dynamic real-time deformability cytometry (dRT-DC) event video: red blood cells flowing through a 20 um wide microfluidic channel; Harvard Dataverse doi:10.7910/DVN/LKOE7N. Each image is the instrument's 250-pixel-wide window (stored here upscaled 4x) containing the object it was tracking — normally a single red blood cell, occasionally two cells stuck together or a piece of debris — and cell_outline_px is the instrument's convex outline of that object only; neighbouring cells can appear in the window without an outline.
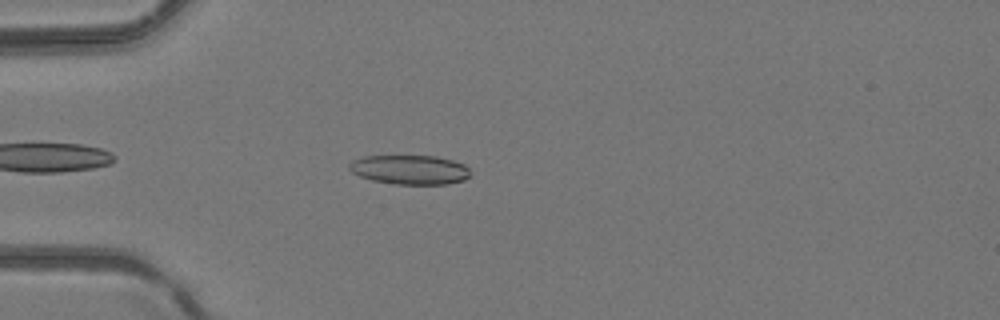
{"species": "common noctule bat (a hibernating species)", "species_latin": "Nyctalus noctula", "temperature_condition": "room temperature", "stored_images_in_passage": 38, "camera_frame_rate_fps": 3000, "um_per_image_px": 0.085, "animal": {"sex": "female", "body_mass_g": 24.6, "forearm_length_mm": 56.2}, "frame": {"image": 1, "passage_image": 4, "time_ms": 1.0, "image_size_px": [1000, 320], "cell_outline_px": [[468, 176], [464, 180], [448, 184], [396, 184], [372, 180], [360, 176], [352, 172], [348, 168], [348, 164], [352, 160], [364, 156], [436, 156], [452, 160], [464, 164], [468, 168]], "centroid_in_image_um": [34.81, 14.42], "position_along_channel_um": 50.2, "area_um2": 20.63}}
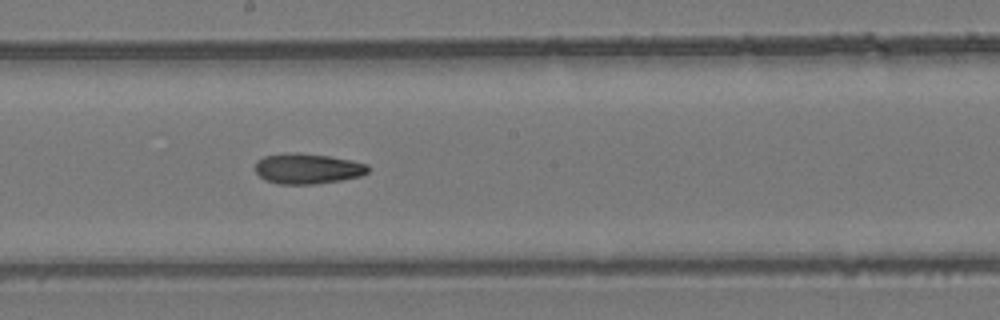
{"frame": {"image": 2, "passage_image": 17, "time_ms": 5.333, "image_size_px": [1000, 320], "cell_outline_px": [[368, 172], [360, 176], [340, 180], [312, 184], [280, 184], [264, 180], [256, 172], [256, 160], [264, 156], [288, 152], [296, 152], [328, 156], [368, 164]], "centroid_in_image_um": [26.1, 14.33], "position_along_channel_um": 222.1, "area_um2": 19.88}}
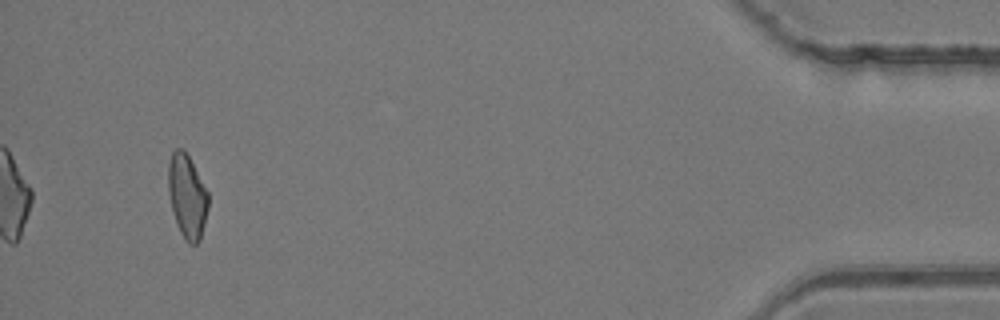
{"frame": {"image": 3, "passage_image": 36, "time_ms": 11.667, "image_size_px": [1000, 320], "cell_outline_px": [[208, 208], [200, 240], [196, 244], [188, 244], [180, 232], [176, 224], [168, 192], [168, 164], [172, 152], [176, 148], [184, 148], [208, 192]], "centroid_in_image_um": [15.9, 16.68], "position_along_channel_um": 419.3, "area_um2": 19.48}}